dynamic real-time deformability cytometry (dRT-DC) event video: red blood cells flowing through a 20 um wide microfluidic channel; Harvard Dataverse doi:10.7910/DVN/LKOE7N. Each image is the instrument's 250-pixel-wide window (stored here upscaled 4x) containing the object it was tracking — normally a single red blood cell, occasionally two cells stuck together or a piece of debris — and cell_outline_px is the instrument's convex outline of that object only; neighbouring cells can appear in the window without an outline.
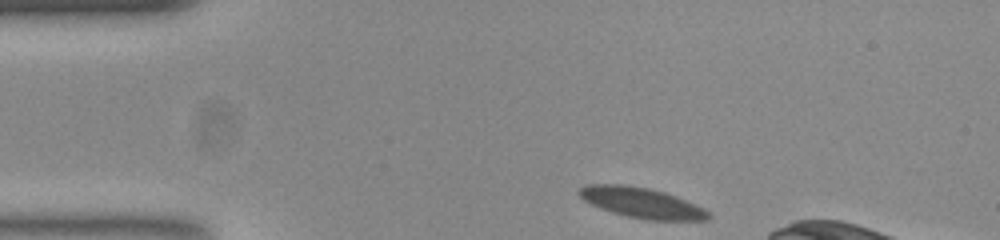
{"species": "common noctule bat (a hibernating species)", "species_latin": "Nyctalus noctula", "temperature_condition": "room temperature", "stored_images_in_passage": 46, "camera_frame_rate_fps": 3000, "um_per_image_px": 0.085, "animal": {"sex": "female", "body_mass_g": 23.0, "forearm_length_mm": 53.4}, "frame": {"image": 1, "passage_image": 1, "time_ms": 0.0, "image_size_px": [1000, 240], "cell_outline_px": [[712, 216], [708, 220], [652, 220], [628, 216], [612, 212], [592, 204], [584, 200], [580, 196], [580, 188], [592, 184], [620, 184], [644, 188], [664, 192], [684, 200], [708, 212]], "centroid_in_image_um": [54.54, 17.24], "position_along_channel_um": 30.5, "area_um2": 22.02}}
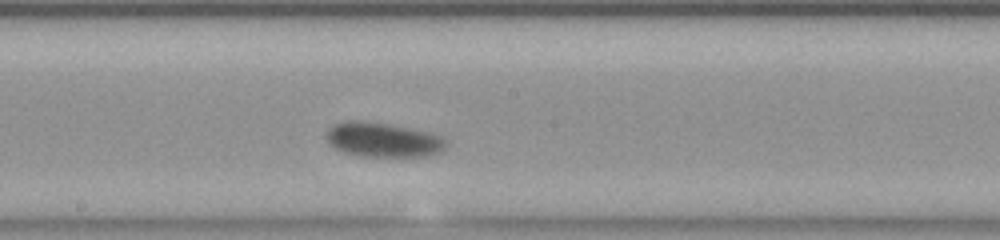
{"frame": {"image": 2, "passage_image": 20, "time_ms": 6.333, "image_size_px": [1000, 240], "cell_outline_px": [[444, 148], [436, 152], [424, 156], [360, 156], [344, 152], [328, 144], [328, 128], [344, 120], [364, 120], [388, 124], [424, 132], [440, 136], [444, 140]], "centroid_in_image_um": [32.46, 11.87], "position_along_channel_um": 215.7, "area_um2": 23.47}}
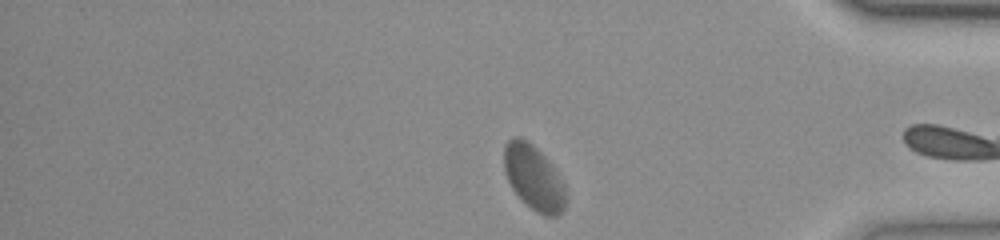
{"frame": {"image": 3, "passage_image": 36, "time_ms": 11.667, "image_size_px": [1000, 240], "cell_outline_px": [[564, 208], [556, 216], [544, 216], [536, 212], [512, 188], [508, 180], [504, 168], [504, 148], [508, 140], [512, 136], [520, 136], [528, 140], [552, 164], [564, 184]], "centroid_in_image_um": [45.35, 15.05], "position_along_channel_um": 389.9, "area_um2": 22.95}, "authors_computed_cell_mechanics": {"area_um2": 22.8888, "velocity_mm_per_s": 3.7268, "shape_relaxation_time_tau1_ms": 2.1046, "shape_relaxation_time_tau2_ms": null, "deformation_change_tau1": 0.0763, "deformation_change_tau2": null}}